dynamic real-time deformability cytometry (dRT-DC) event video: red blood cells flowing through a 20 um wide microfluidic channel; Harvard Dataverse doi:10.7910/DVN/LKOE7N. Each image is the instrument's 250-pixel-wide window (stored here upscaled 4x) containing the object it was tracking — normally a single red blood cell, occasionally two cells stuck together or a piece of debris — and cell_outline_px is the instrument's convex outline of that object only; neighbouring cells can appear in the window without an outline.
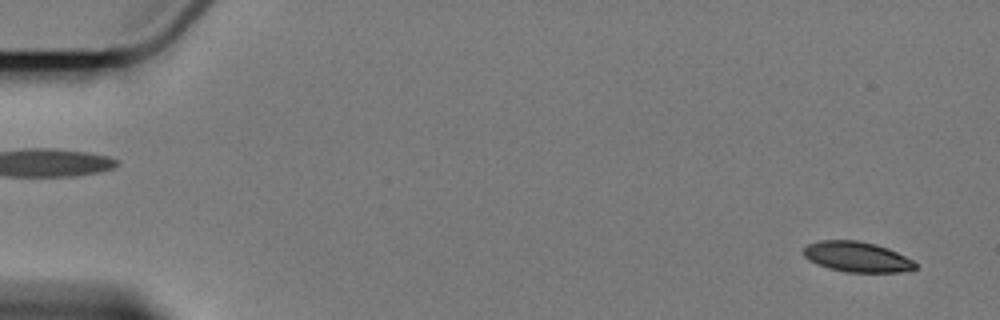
{"species": "Egyptian fruit bat (a non-hibernating species)", "species_latin": "Rousettus aegyptiacus", "temperature_condition": "cold", "stored_images_in_passage": 3, "camera_frame_rate_fps": 3000, "um_per_image_px": 0.085, "animal": {"sex": "female"}, "frame": {"image": 1, "passage_image": 2, "time_ms": 1.0, "image_size_px": [1000, 320], "cell_outline_px": [[916, 268], [900, 272], [844, 272], [828, 268], [808, 260], [804, 256], [804, 248], [808, 244], [820, 240], [856, 240], [876, 244], [888, 248], [912, 260], [916, 264]], "centroid_in_image_um": [72.82, 21.83], "position_along_channel_um": 12.2, "area_um2": 19.65}}
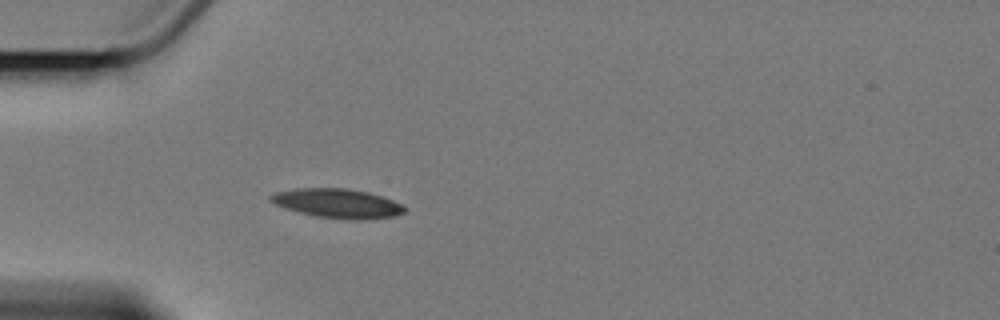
{"frame": {"image": 2, "passage_image": 3, "time_ms": 6.0, "image_size_px": [1000, 320], "cell_outline_px": [[404, 212], [396, 216], [364, 220], [348, 220], [316, 216], [300, 212], [276, 204], [268, 200], [268, 196], [276, 192], [296, 188], [348, 188], [368, 192], [392, 200], [400, 204], [404, 208]], "centroid_in_image_um": [28.68, 17.29], "position_along_channel_um": 56.3, "area_um2": 22.72}}